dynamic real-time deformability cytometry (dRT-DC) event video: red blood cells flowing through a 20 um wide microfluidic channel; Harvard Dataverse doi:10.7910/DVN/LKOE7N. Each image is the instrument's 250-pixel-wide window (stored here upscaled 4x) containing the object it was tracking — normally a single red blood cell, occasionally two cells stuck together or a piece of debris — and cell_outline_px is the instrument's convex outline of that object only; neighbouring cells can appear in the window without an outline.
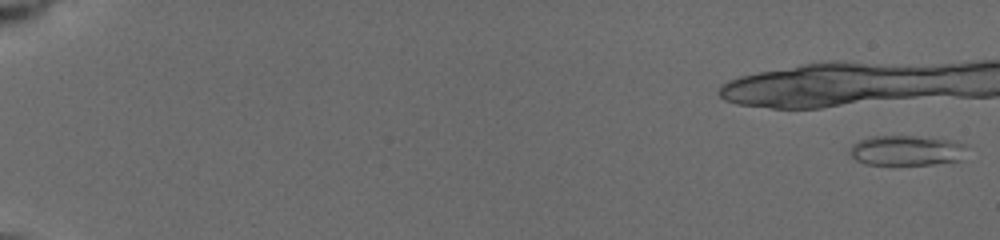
{"species": "common noctule bat (a hibernating species)", "species_latin": "Nyctalus noctula", "temperature_condition": "cold", "stored_images_in_passage": 32, "camera_frame_rate_fps": 3000, "um_per_image_px": 0.085, "animal": {"sex": "female", "body_mass_g": 19.5, "forearm_length_mm": 54.1}, "frame": {"image": 1, "passage_image": 1, "time_ms": 0.0, "image_size_px": [1000, 240], "cell_outline_px": [[964, 160], [932, 164], [864, 164], [856, 160], [848, 152], [852, 144], [860, 140], [872, 136], [912, 136], [952, 140], [964, 144]], "centroid_in_image_um": [77.04, 12.79], "position_along_channel_um": 8.0, "area_um2": 20.46}}